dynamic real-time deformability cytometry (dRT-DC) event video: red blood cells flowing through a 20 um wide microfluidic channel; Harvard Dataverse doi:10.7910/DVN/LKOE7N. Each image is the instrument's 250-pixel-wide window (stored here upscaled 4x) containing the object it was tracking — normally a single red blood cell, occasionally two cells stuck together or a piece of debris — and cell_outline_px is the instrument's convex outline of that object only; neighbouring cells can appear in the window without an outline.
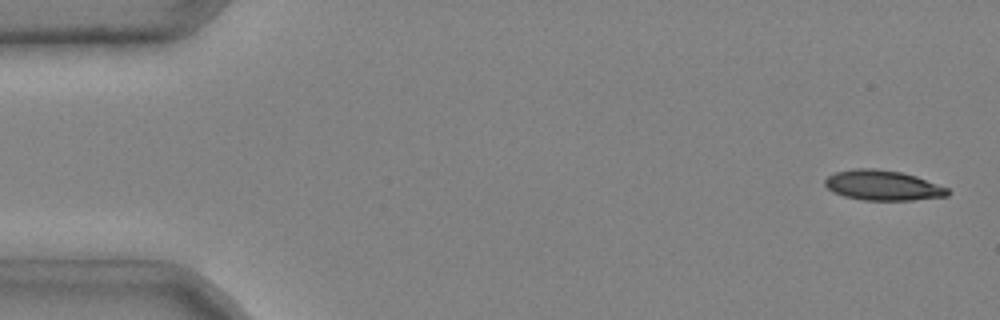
{"species": "common noctule bat (a hibernating species)", "species_latin": "Nyctalus noctula", "temperature_condition": "cold", "stored_images_in_passage": 4, "camera_frame_rate_fps": 3000, "um_per_image_px": 0.085, "animal": {"sex": "male", "body_mass_g": 20.4}, "frame": {"image": 1, "passage_image": 1, "time_ms": 0.0, "image_size_px": [1000, 320], "cell_outline_px": [[952, 192], [948, 196], [912, 200], [860, 200], [844, 196], [832, 192], [824, 184], [824, 180], [828, 176], [836, 172], [852, 168], [876, 168], [900, 172], [916, 176], [948, 188]], "centroid_in_image_um": [75.03, 15.75], "position_along_channel_um": 10.0, "area_um2": 21.68}}